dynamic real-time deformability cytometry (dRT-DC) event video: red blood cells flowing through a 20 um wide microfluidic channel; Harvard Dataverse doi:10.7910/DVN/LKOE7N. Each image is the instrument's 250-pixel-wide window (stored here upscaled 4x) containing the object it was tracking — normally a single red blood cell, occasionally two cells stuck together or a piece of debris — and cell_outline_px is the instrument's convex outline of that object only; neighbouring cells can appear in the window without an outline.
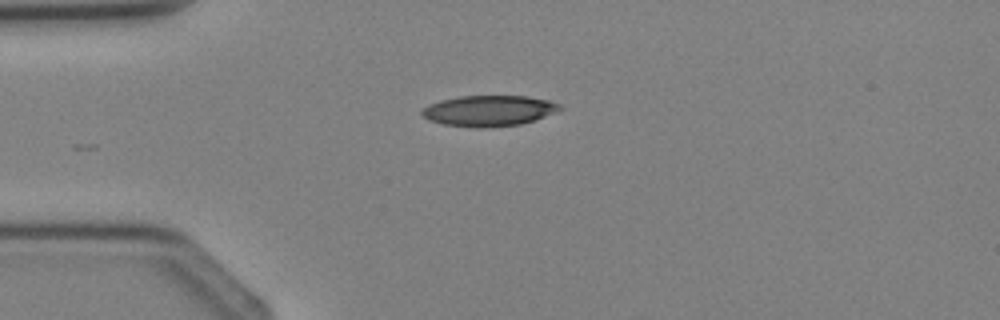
{"species": "Egyptian fruit bat (a non-hibernating species)", "species_latin": "Rousettus aegyptiacus", "temperature_condition": "cold", "stored_images_in_passage": 2, "camera_frame_rate_fps": 3000, "um_per_image_px": 0.085, "animal": {"sex": "female"}, "frame": {"image": 1, "passage_image": 1, "time_ms": 0.0, "image_size_px": [1000, 320], "cell_outline_px": [[564, 108], [556, 112], [520, 124], [484, 128], [476, 128], [444, 124], [428, 120], [420, 112], [424, 108], [440, 100], [460, 96], [528, 96], [548, 100], [560, 104]], "centroid_in_image_um": [41.57, 9.41], "position_along_channel_um": 43.4, "area_um2": 24.57}}
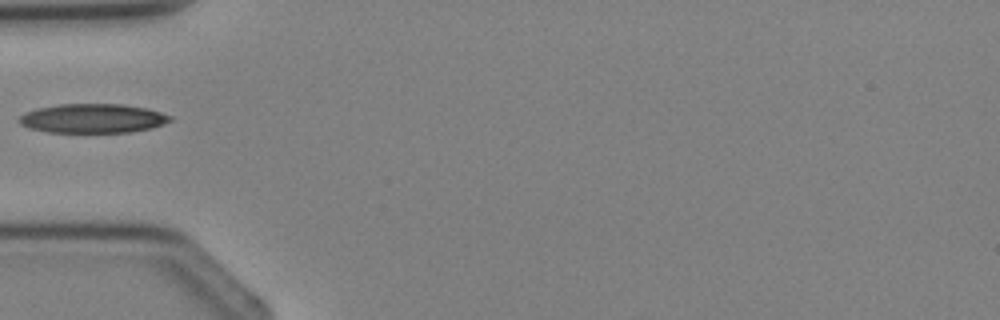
{"frame": {"image": 2, "passage_image": 2, "time_ms": 1.0, "image_size_px": [1000, 320], "cell_outline_px": [[172, 120], [164, 124], [152, 128], [128, 132], [48, 132], [28, 128], [20, 124], [16, 120], [24, 112], [36, 108], [60, 104], [124, 104], [144, 108], [160, 112], [172, 116]], "centroid_in_image_um": [7.85, 10.06], "position_along_channel_um": 77.2, "area_um2": 25.78}}